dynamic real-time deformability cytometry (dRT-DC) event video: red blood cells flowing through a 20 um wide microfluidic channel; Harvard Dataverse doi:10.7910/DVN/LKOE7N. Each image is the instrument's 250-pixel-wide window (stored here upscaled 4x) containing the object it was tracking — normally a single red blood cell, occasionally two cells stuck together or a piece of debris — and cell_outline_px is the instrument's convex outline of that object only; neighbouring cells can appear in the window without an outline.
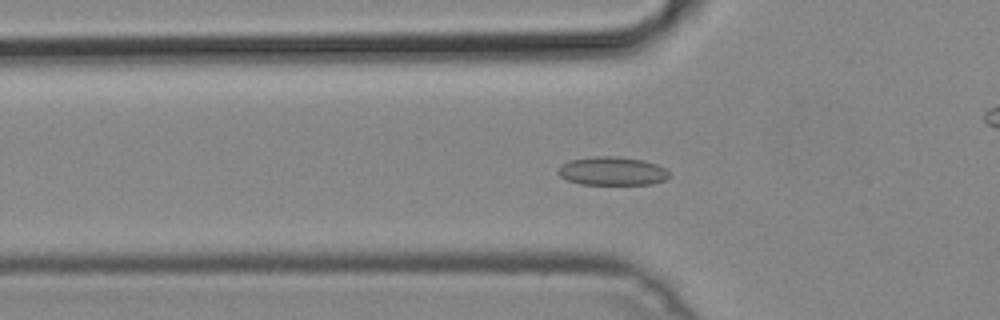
{"species": "common noctule bat (a hibernating species)", "species_latin": "Nyctalus noctula", "temperature_condition": "cold", "stored_images_in_passage": 45, "camera_frame_rate_fps": 3000, "um_per_image_px": 0.085, "animal": {"sex": "male", "body_mass_g": 19.2, "forearm_length_mm": 51.8}, "frame": {"image": 1, "passage_image": 11, "time_ms": 3.333, "image_size_px": [1000, 320], "cell_outline_px": [[668, 176], [664, 180], [652, 184], [580, 184], [568, 180], [560, 176], [556, 172], [560, 164], [568, 160], [592, 156], [616, 156], [644, 160], [656, 164], [664, 168], [668, 172]], "centroid_in_image_um": [51.98, 14.53], "position_along_channel_um": 73.8, "area_um2": 18.55}}
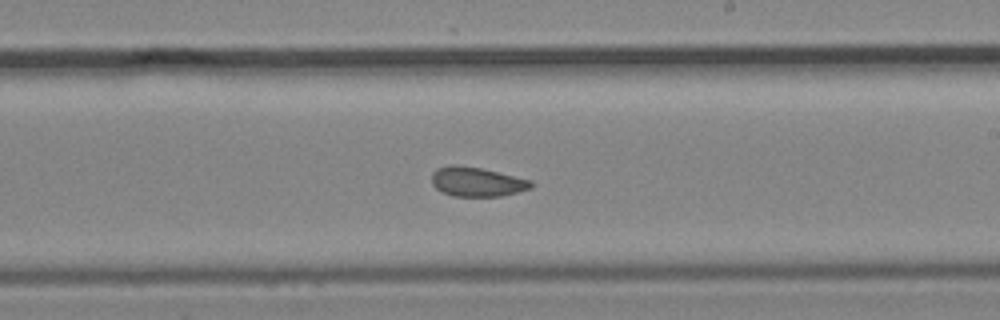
{"frame": {"image": 2, "passage_image": 24, "time_ms": 7.667, "image_size_px": [1000, 320], "cell_outline_px": [[532, 188], [500, 196], [452, 196], [436, 188], [432, 184], [432, 172], [436, 168], [448, 164], [456, 164], [480, 168], [532, 180]], "centroid_in_image_um": [40.5, 15.44], "position_along_channel_um": 248.5, "area_um2": 16.99}}
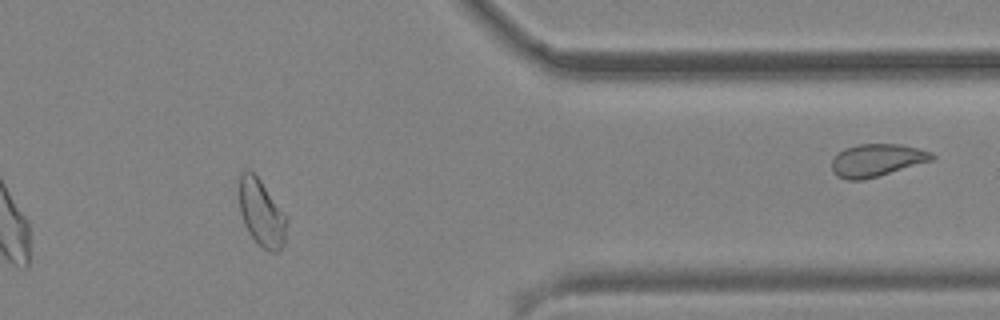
{"frame": {"image": 3, "passage_image": 36, "time_ms": 11.667, "image_size_px": [1000, 320], "cell_outline_px": [[288, 220], [284, 244], [276, 252], [272, 252], [264, 248], [248, 232], [244, 224], [240, 212], [240, 172], [248, 168], [260, 180], [288, 216]], "centroid_in_image_um": [22.25, 18.09], "position_along_channel_um": 389.1, "area_um2": 18.44}}